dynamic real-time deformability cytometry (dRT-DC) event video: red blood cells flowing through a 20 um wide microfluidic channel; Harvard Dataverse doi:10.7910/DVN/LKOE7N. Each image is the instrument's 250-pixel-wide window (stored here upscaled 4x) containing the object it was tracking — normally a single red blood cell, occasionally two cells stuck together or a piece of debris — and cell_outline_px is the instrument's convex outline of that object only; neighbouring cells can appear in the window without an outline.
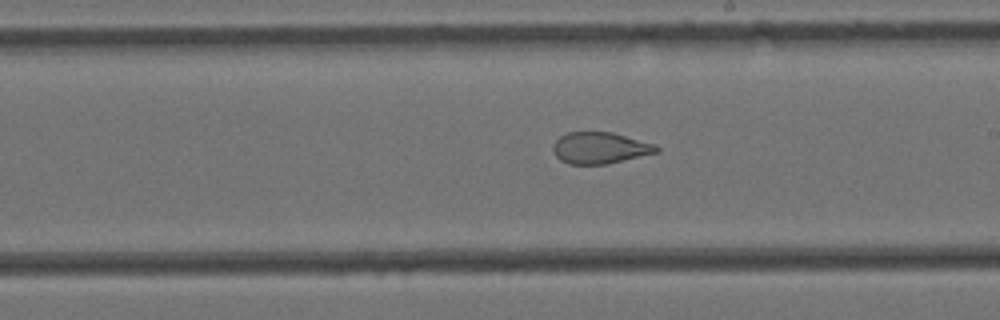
{"species": "Egyptian fruit bat (a non-hibernating species)", "species_latin": "Rousettus aegyptiacus", "temperature_condition": "cold", "stored_images_in_passage": 10, "segment_of_instrument_passage": [2, 2], "camera_frame_rate_fps": 3000, "um_per_image_px": 0.085, "animal": {"sex": "female"}, "frame": {"image": 1, "passage_image": 10, "time_ms": 3.0, "image_size_px": [1000, 320], "cell_outline_px": [[660, 152], [608, 164], [568, 164], [560, 160], [556, 156], [552, 148], [552, 144], [560, 136], [568, 132], [612, 132], [656, 144], [660, 148]], "centroid_in_image_um": [51.02, 12.58], "position_along_channel_um": 238.0, "area_um2": 19.19}}